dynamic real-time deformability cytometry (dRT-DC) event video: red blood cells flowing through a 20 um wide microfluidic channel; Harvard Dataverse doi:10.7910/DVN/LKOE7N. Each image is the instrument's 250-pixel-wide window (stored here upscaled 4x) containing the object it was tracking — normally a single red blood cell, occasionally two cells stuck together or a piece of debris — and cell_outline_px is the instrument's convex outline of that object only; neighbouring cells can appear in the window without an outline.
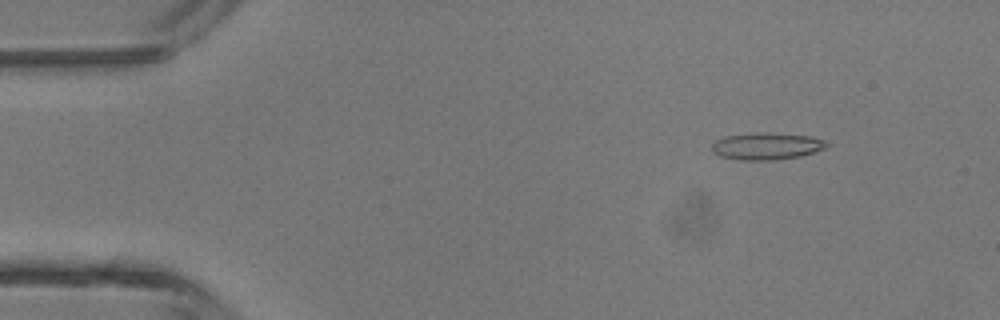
{"species": "common noctule bat (a hibernating species)", "species_latin": "Nyctalus noctula", "temperature_condition": "room temperature", "stored_images_in_passage": 4, "camera_frame_rate_fps": 3000, "um_per_image_px": 0.085, "animal": {"sex": "male", "body_mass_g": 13.3}, "frame": {"image": 1, "passage_image": 2, "time_ms": 0.333, "image_size_px": [1000, 320], "cell_outline_px": [[828, 144], [824, 148], [800, 156], [772, 160], [740, 160], [720, 156], [712, 148], [712, 144], [716, 140], [724, 136], [756, 132], [768, 132], [812, 136], [824, 140]], "centroid_in_image_um": [65.15, 12.41], "position_along_channel_um": 19.8, "area_um2": 17.98}}